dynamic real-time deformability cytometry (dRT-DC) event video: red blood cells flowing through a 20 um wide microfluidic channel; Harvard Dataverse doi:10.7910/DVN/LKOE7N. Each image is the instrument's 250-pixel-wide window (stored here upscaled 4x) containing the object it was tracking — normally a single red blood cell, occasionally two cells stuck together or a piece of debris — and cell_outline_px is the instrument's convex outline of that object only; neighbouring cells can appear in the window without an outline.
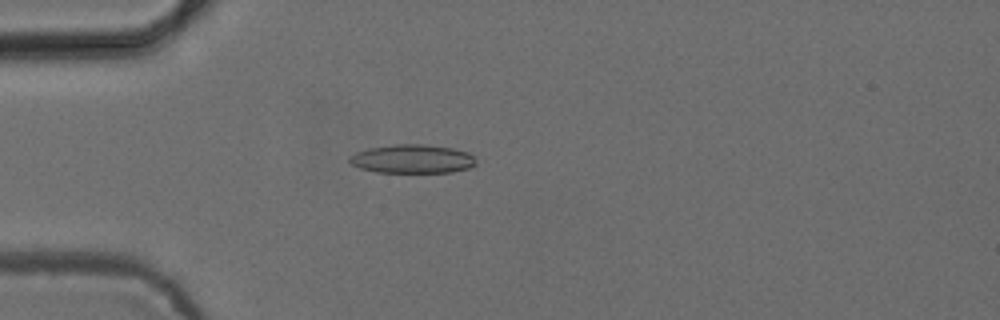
{"species": "common noctule bat (a hibernating species)", "species_latin": "Nyctalus noctula", "temperature_condition": "cold", "stored_images_in_passage": 53, "camera_frame_rate_fps": 3000, "um_per_image_px": 0.085, "animal": {"sex": "female", "body_mass_g": 24.6, "forearm_length_mm": 56.2}, "frame": {"image": 1, "passage_image": 15, "time_ms": 4.667, "image_size_px": [1000, 320], "cell_outline_px": [[476, 164], [468, 168], [452, 172], [376, 172], [360, 168], [352, 164], [348, 160], [348, 156], [356, 152], [368, 148], [392, 144], [424, 144], [452, 148], [468, 152], [476, 160]], "centroid_in_image_um": [35.02, 13.5], "position_along_channel_um": 50.0, "area_um2": 21.21}}
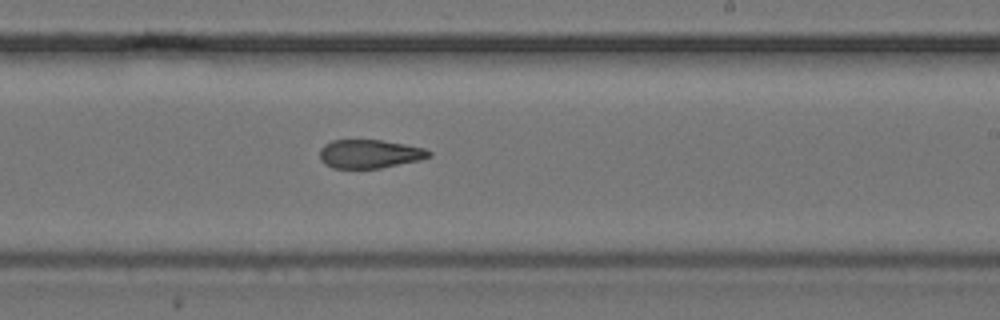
{"frame": {"image": 2, "passage_image": 32, "time_ms": 10.333, "image_size_px": [1000, 320], "cell_outline_px": [[432, 156], [420, 160], [380, 168], [332, 168], [324, 164], [320, 160], [320, 148], [324, 144], [332, 140], [380, 140], [404, 144], [424, 148], [432, 152]], "centroid_in_image_um": [31.4, 13.08], "position_along_channel_um": 257.6, "area_um2": 18.26}}
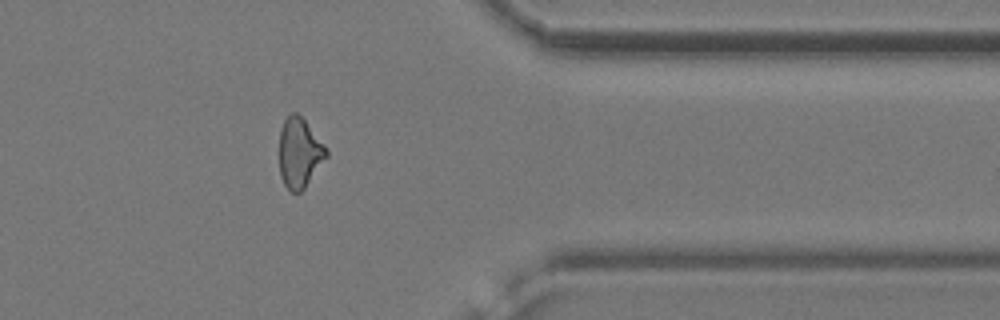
{"frame": {"image": 3, "passage_image": 43, "time_ms": 14.0, "image_size_px": [1000, 320], "cell_outline_px": [[328, 156], [304, 188], [300, 192], [292, 192], [284, 184], [280, 176], [280, 128], [284, 120], [292, 112], [296, 112], [304, 120], [328, 148]], "centroid_in_image_um": [25.46, 12.99], "position_along_channel_um": 385.9, "area_um2": 19.02}, "authors_computed_cell_mechanics": {"area_um2": 19.7098, "velocity_mm_per_s": 3.8821, "shape_relaxation_time_tau1_ms": null, "shape_relaxation_time_tau2_ms": 2.7314, "deformation_change_tau1": null, "deformation_change_tau2": 0.1018}}